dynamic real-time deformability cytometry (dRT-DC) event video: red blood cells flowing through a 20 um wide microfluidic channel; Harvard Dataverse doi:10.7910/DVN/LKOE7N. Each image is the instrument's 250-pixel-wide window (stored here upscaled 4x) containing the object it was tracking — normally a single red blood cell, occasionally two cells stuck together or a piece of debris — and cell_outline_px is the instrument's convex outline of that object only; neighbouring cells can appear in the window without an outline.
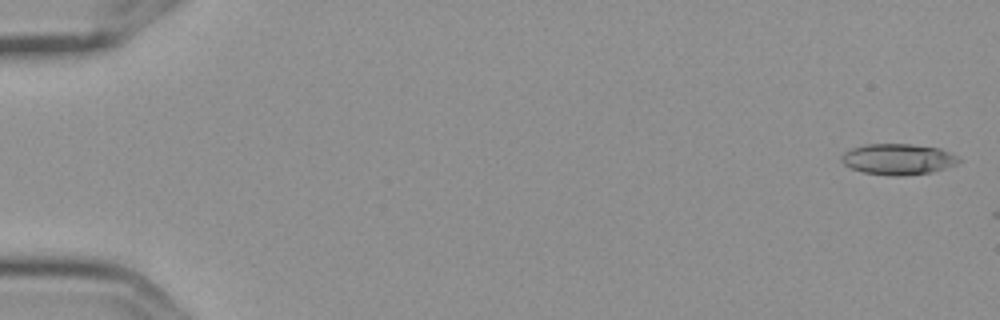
{"species": "Egyptian fruit bat (a non-hibernating species)", "species_latin": "Rousettus aegyptiacus", "temperature_condition": "cold", "stored_images_in_passage": 3, "camera_frame_rate_fps": 3000, "um_per_image_px": 0.085, "frame": {"image": 1, "passage_image": 1, "time_ms": 0.0, "image_size_px": [1000, 320], "cell_outline_px": [[960, 160], [956, 164], [932, 172], [900, 176], [888, 176], [864, 172], [852, 168], [844, 164], [840, 160], [840, 156], [844, 152], [852, 148], [864, 144], [912, 144], [940, 148], [956, 156]], "centroid_in_image_um": [76.3, 13.53], "position_along_channel_um": 8.7, "area_um2": 21.1}}